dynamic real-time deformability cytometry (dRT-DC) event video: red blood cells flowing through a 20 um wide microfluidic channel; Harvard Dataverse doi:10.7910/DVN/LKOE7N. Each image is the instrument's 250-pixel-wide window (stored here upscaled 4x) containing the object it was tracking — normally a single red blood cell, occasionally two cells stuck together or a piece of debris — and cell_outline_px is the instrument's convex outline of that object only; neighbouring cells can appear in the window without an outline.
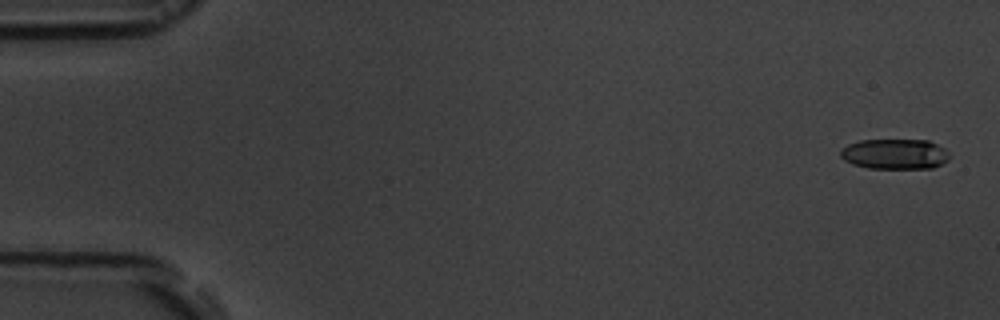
{"species": "common noctule bat (a hibernating species)", "species_latin": "Nyctalus noctula", "temperature_condition": "room temperature", "stored_images_in_passage": 6, "camera_frame_rate_fps": 3000, "um_per_image_px": 0.085, "animal": {"sex": "male", "body_mass_g": 19.5, "forearm_length_mm": 54.6}, "frame": {"image": 1, "passage_image": 1, "time_ms": 0.0, "image_size_px": [1000, 320], "cell_outline_px": [[952, 156], [948, 160], [932, 168], [868, 168], [852, 164], [844, 160], [840, 156], [840, 148], [848, 144], [860, 140], [928, 140], [944, 148]], "centroid_in_image_um": [76.05, 13.09], "position_along_channel_um": 9.0, "area_um2": 19.36}}
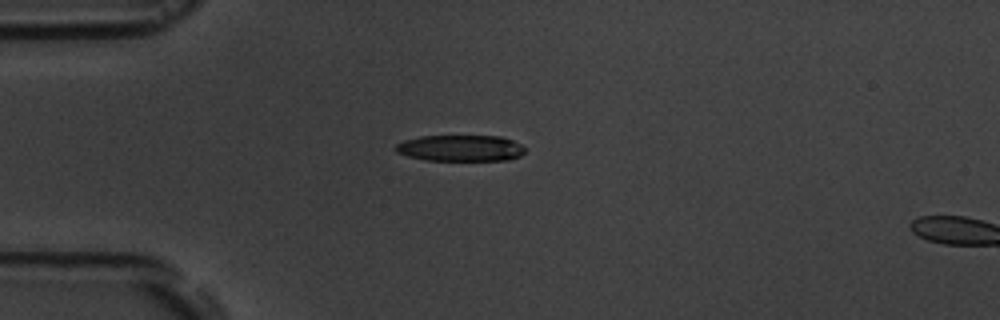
{"frame": {"image": 2, "passage_image": 5, "time_ms": 4.333, "image_size_px": [1000, 320], "cell_outline_px": [[524, 152], [520, 156], [508, 160], [424, 160], [408, 156], [396, 152], [392, 148], [396, 144], [404, 140], [420, 136], [500, 136], [512, 140], [520, 144], [524, 148]], "centroid_in_image_um": [39.1, 12.59], "position_along_channel_um": 45.9, "area_um2": 19.83}}